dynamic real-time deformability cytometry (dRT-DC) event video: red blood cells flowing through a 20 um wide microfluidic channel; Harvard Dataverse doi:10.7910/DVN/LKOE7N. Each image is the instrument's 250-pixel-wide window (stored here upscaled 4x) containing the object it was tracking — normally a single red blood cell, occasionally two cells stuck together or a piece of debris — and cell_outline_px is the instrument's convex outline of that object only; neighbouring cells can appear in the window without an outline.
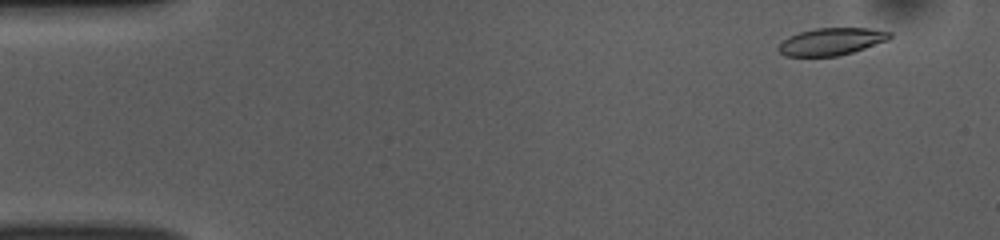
{"species": "common noctule bat (a hibernating species)", "species_latin": "Nyctalus noctula", "temperature_condition": "room temperature", "stored_images_in_passage": 52, "camera_frame_rate_fps": 3000, "um_per_image_px": 0.085, "animal": {"sex": "female", "body_mass_g": 10.0, "forearm_length_mm": 53.1}, "frame": {"image": 1, "passage_image": 4, "time_ms": 1.0, "image_size_px": [1000, 240], "cell_outline_px": [[892, 36], [888, 40], [852, 52], [836, 56], [784, 56], [776, 48], [788, 36], [800, 32], [816, 28], [868, 28], [892, 32]], "centroid_in_image_um": [70.66, 3.53], "position_along_channel_um": 14.3, "area_um2": 17.57}}
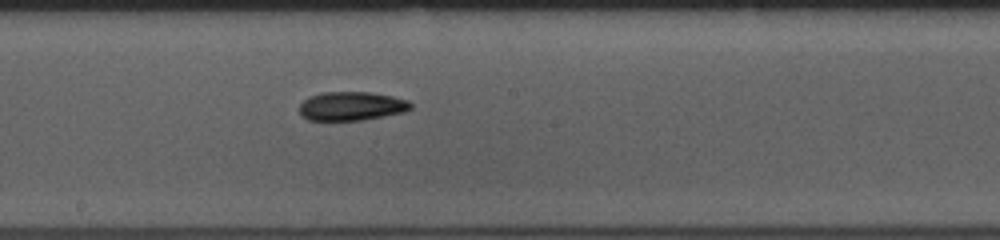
{"frame": {"image": 2, "passage_image": 28, "time_ms": 9.0, "image_size_px": [1000, 240], "cell_outline_px": [[412, 108], [404, 112], [364, 120], [308, 120], [300, 116], [300, 104], [308, 96], [324, 92], [372, 92], [392, 96], [408, 100], [412, 104]], "centroid_in_image_um": [29.88, 9.02], "position_along_channel_um": 218.3, "area_um2": 18.84}}
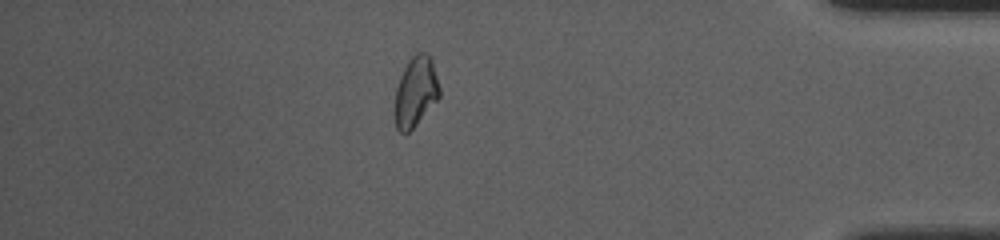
{"frame": {"image": 3, "passage_image": 45, "time_ms": 14.667, "image_size_px": [1000, 240], "cell_outline_px": [[440, 96], [416, 124], [408, 132], [400, 132], [396, 128], [396, 88], [400, 76], [408, 60], [416, 52], [424, 52], [432, 60], [440, 88]], "centroid_in_image_um": [35.34, 7.76], "position_along_channel_um": 399.9, "area_um2": 17.8}, "authors_computed_cell_mechanics": {"area_um2": 18.9006, "velocity_mm_per_s": 3.8666, "shape_relaxation_time_tau1_ms": 3.1128, "shape_relaxation_time_tau2_ms": null, "deformation_change_tau1": 0.1251, "deformation_change_tau2": null}}